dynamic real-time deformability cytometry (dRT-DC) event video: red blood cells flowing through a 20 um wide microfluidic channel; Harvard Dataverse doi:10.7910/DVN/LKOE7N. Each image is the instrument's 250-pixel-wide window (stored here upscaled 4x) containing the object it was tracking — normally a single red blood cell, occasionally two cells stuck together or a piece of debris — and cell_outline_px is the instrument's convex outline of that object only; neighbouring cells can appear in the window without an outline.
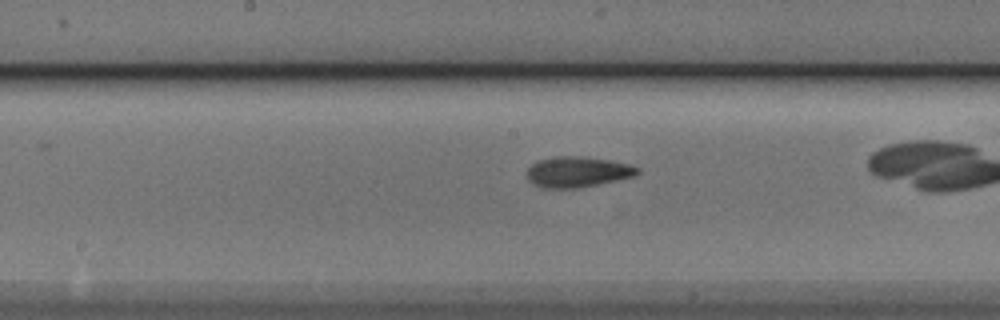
{"species": "Egyptian fruit bat (a non-hibernating species)", "species_latin": "Rousettus aegyptiacus", "temperature_condition": "cold", "stored_images_in_passage": 28, "camera_frame_rate_fps": 3000, "um_per_image_px": 0.085, "animal": {"sex": "male"}, "frame": {"image": 1, "passage_image": 13, "time_ms": 4.0, "image_size_px": [1000, 320], "cell_outline_px": [[640, 172], [636, 176], [580, 188], [540, 188], [532, 184], [528, 180], [528, 168], [532, 164], [540, 160], [556, 156], [580, 156], [608, 160], [628, 164], [640, 168]], "centroid_in_image_um": [49.1, 14.62], "position_along_channel_um": 199.1, "area_um2": 19.77}}
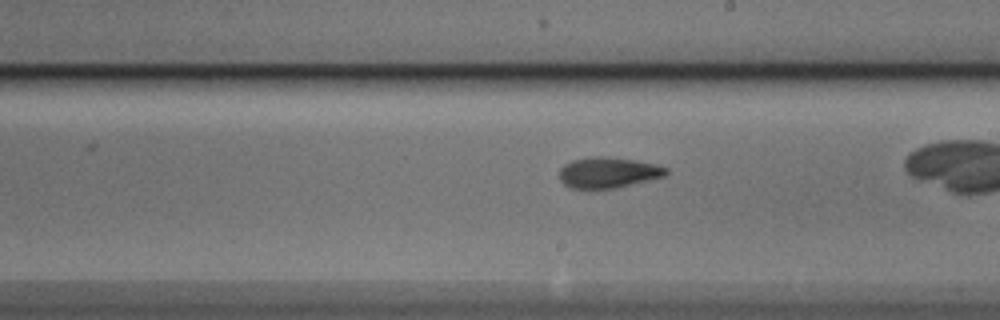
{"frame": {"image": 2, "passage_image": 16, "time_ms": 5.0, "image_size_px": [1000, 320], "cell_outline_px": [[668, 172], [664, 176], [612, 188], [572, 188], [564, 184], [560, 180], [560, 168], [564, 164], [572, 160], [588, 156], [608, 156], [636, 160], [656, 164], [668, 168]], "centroid_in_image_um": [51.67, 14.63], "position_along_channel_um": 237.3, "area_um2": 19.02}}